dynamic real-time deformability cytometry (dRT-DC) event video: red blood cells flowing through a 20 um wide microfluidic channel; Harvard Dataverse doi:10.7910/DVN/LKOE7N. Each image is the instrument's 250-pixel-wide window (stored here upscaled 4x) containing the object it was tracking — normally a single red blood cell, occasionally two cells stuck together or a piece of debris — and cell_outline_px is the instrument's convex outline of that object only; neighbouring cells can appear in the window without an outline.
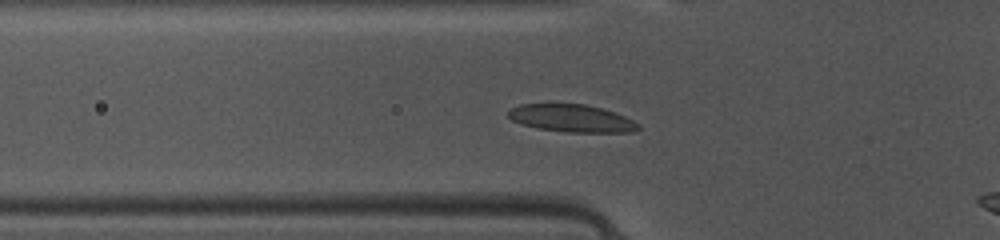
{"species": "common noctule bat (a hibernating species)", "species_latin": "Nyctalus noctula", "temperature_condition": "warm", "stored_images_in_passage": 7, "camera_frame_rate_fps": 3000, "um_per_image_px": 0.085, "animal": {"sex": "female", "body_mass_g": 10.0, "forearm_length_mm": 53.1}, "frame": {"image": 1, "passage_image": 5, "time_ms": 1.333, "image_size_px": [1000, 240], "cell_outline_px": [[640, 128], [632, 132], [568, 132], [536, 128], [520, 124], [512, 120], [508, 116], [508, 112], [512, 108], [520, 104], [584, 104], [616, 112], [640, 124]], "centroid_in_image_um": [48.59, 10.06], "position_along_channel_um": 77.2, "area_um2": 20.81}}